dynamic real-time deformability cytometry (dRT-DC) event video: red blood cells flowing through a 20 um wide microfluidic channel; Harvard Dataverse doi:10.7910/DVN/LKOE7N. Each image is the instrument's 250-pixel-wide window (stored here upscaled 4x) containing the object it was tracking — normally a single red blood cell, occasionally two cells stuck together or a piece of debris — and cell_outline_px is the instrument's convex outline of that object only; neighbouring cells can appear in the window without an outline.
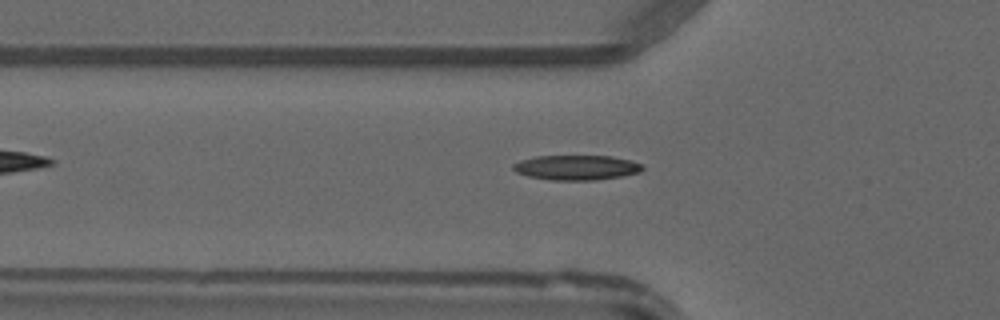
{"species": "common noctule bat (a hibernating species)", "species_latin": "Nyctalus noctula", "temperature_condition": "warm", "stored_images_in_passage": 40, "camera_frame_rate_fps": 3000, "um_per_image_px": 0.085, "animal": {"sex": "male", "forearm_length_mm": 52.5}, "frame": {"image": 1, "passage_image": 9, "time_ms": 2.667, "image_size_px": [1000, 320], "cell_outline_px": [[644, 168], [640, 172], [624, 176], [596, 180], [548, 180], [528, 176], [516, 172], [512, 168], [512, 164], [520, 160], [536, 156], [612, 156], [644, 164]], "centroid_in_image_um": [49.0, 14.24], "position_along_channel_um": 76.8, "area_um2": 18.9}}
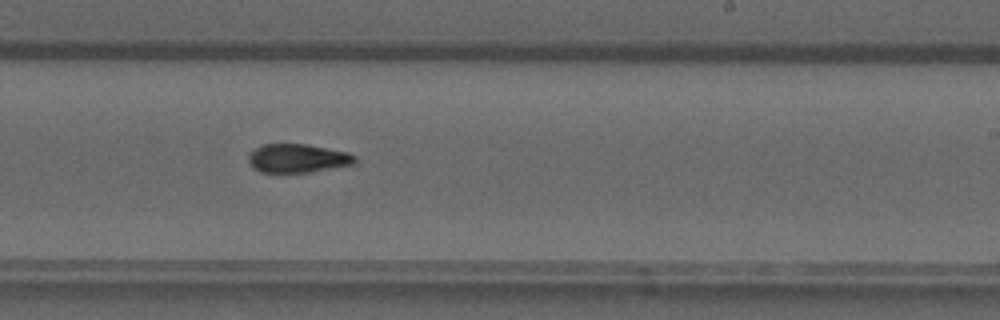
{"frame": {"image": 2, "passage_image": 22, "time_ms": 7.0, "image_size_px": [1000, 320], "cell_outline_px": [[356, 164], [308, 172], [260, 172], [252, 168], [248, 160], [248, 156], [260, 144], [304, 144], [348, 152], [356, 156]], "centroid_in_image_um": [25.3, 13.46], "position_along_channel_um": 263.7, "area_um2": 17.74}}
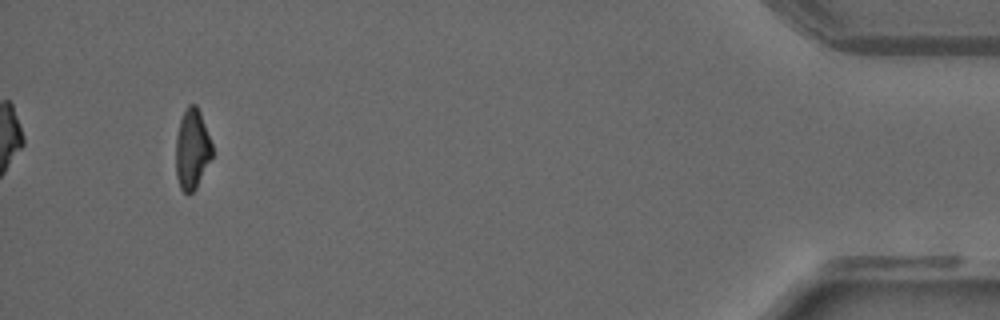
{"frame": {"image": 3, "passage_image": 38, "time_ms": 12.333, "image_size_px": [1000, 320], "cell_outline_px": [[212, 156], [196, 188], [192, 192], [184, 192], [180, 188], [176, 176], [176, 136], [180, 120], [188, 104], [196, 104], [200, 112], [212, 144]], "centroid_in_image_um": [16.32, 12.67], "position_along_channel_um": 418.9, "area_um2": 16.82}}